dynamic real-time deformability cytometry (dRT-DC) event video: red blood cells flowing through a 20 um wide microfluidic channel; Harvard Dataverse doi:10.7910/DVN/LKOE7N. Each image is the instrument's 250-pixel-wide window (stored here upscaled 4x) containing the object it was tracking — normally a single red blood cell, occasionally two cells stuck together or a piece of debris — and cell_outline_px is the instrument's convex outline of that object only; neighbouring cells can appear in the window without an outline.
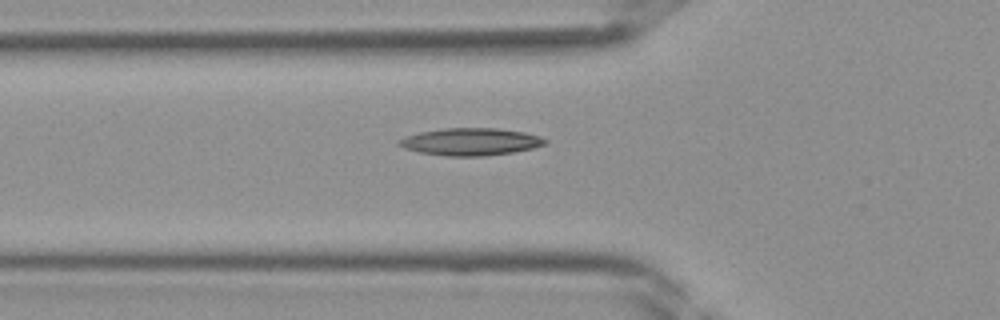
{"species": "Egyptian fruit bat (a non-hibernating species)", "species_latin": "Rousettus aegyptiacus", "temperature_condition": "room temperature", "stored_images_in_passage": 39, "camera_frame_rate_fps": 3000, "um_per_image_px": 0.085, "frame": {"image": 1, "passage_image": 14, "time_ms": 4.333, "image_size_px": [1000, 320], "cell_outline_px": [[548, 144], [532, 148], [512, 152], [484, 156], [444, 156], [420, 152], [404, 148], [396, 144], [396, 140], [404, 136], [420, 132], [444, 128], [496, 128], [524, 132], [540, 136], [548, 140]], "centroid_in_image_um": [39.98, 12.04], "position_along_channel_um": 85.8, "area_um2": 23.41}}
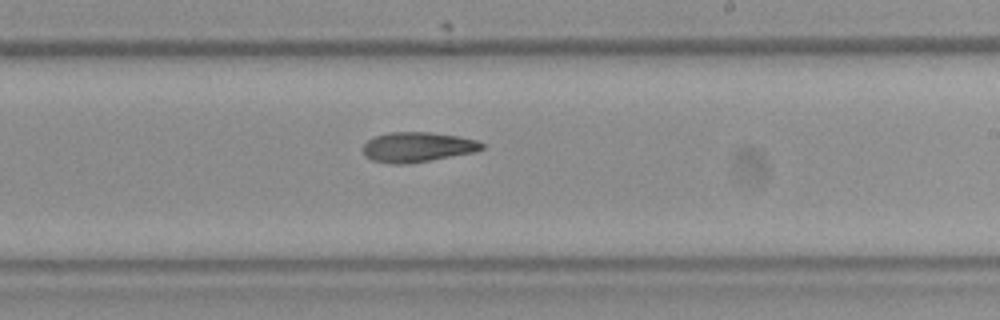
{"frame": {"image": 2, "passage_image": 24, "time_ms": 7.667, "image_size_px": [1000, 320], "cell_outline_px": [[484, 148], [476, 152], [408, 164], [388, 164], [372, 160], [364, 156], [364, 144], [372, 136], [388, 132], [432, 132], [460, 136], [476, 140], [484, 144]], "centroid_in_image_um": [35.48, 12.5], "position_along_channel_um": 253.5, "area_um2": 21.04}}
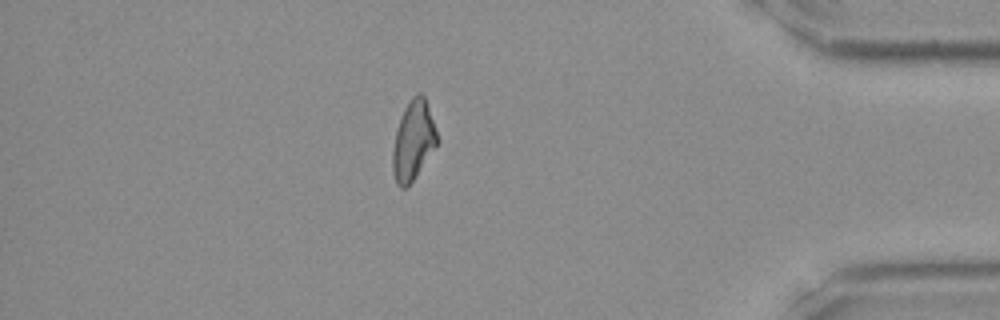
{"frame": {"image": 3, "passage_image": 35, "time_ms": 11.333, "image_size_px": [1000, 320], "cell_outline_px": [[440, 140], [412, 180], [404, 188], [400, 188], [396, 184], [392, 172], [392, 152], [396, 132], [400, 116], [404, 108], [412, 96], [416, 92], [420, 92], [424, 96]], "centroid_in_image_um": [35.11, 11.92], "position_along_channel_um": 400.1, "area_um2": 20.4}}